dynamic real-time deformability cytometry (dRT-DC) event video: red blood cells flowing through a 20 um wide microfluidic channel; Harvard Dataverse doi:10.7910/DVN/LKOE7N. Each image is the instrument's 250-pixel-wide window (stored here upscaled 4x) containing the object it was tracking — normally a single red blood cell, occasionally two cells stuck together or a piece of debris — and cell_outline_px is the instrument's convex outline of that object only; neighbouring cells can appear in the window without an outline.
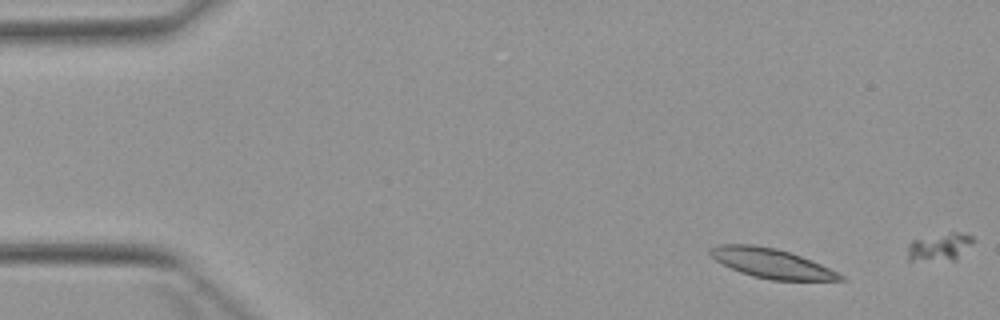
{"species": "Egyptian fruit bat (a non-hibernating species)", "species_latin": "Rousettus aegyptiacus", "temperature_condition": "warm", "stored_images_in_passage": 2, "camera_frame_rate_fps": 3000, "um_per_image_px": 0.085, "animal": {"sex": "female"}, "frame": {"image": 1, "passage_image": 1, "time_ms": 0.0, "image_size_px": [1000, 320], "cell_outline_px": [[844, 280], [772, 280], [752, 276], [740, 272], [716, 260], [708, 252], [712, 248], [720, 244], [752, 244], [776, 248], [812, 260], [844, 276]], "centroid_in_image_um": [65.56, 22.37], "position_along_channel_um": 19.4, "area_um2": 21.96}}